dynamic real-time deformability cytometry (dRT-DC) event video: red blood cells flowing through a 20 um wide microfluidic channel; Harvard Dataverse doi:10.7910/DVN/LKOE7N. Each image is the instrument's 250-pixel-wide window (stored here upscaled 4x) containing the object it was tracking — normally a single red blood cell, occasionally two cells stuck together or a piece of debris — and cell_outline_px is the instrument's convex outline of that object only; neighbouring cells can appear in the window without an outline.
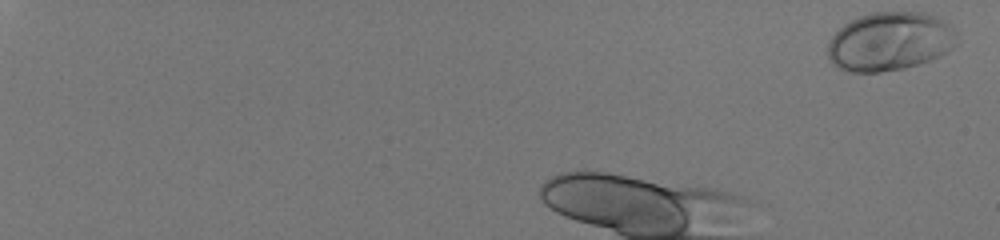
{"species": "human", "species_latin": "Homo sapiens", "temperature_condition": "room temperature", "stored_images_in_passage": 16, "camera_frame_rate_fps": 3000, "um_per_image_px": 0.085, "donor": {"sex": "male"}, "frame": {"image": 1, "passage_image": 1, "time_ms": 0.0, "image_size_px": [1000, 240], "cell_outline_px": [[960, 40], [948, 52], [932, 60], [920, 64], [904, 68], [880, 72], [848, 72], [836, 68], [832, 64], [828, 56], [828, 40], [844, 24], [860, 16], [872, 12], [924, 12], [936, 16], [944, 20], [956, 32]], "centroid_in_image_um": [75.65, 3.53], "position_along_channel_um": 9.3, "area_um2": 44.68}}